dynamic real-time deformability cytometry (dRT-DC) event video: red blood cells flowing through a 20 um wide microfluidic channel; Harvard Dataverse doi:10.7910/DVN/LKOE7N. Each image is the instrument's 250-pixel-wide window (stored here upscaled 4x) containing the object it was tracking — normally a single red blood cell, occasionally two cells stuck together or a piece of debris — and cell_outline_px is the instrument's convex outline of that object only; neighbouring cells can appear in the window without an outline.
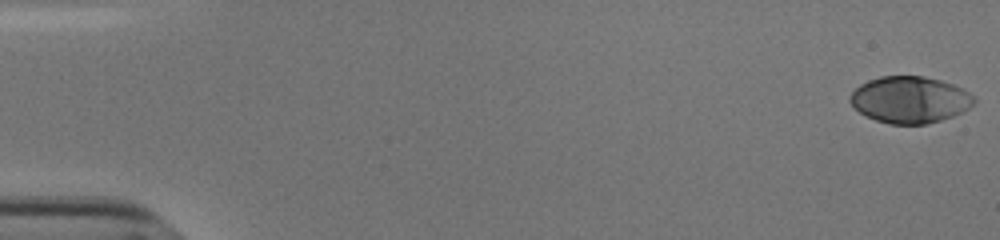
{"species": "human", "species_latin": "Homo sapiens", "temperature_condition": "cold", "stored_images_in_passage": 54, "camera_frame_rate_fps": 3000, "um_per_image_px": 0.085, "donor": {"sex": "male"}, "frame": {"image": 1, "passage_image": 1, "time_ms": 0.0, "image_size_px": [1000, 240], "cell_outline_px": [[976, 100], [968, 108], [952, 116], [928, 124], [888, 124], [876, 120], [860, 112], [848, 100], [848, 96], [860, 84], [868, 80], [880, 76], [924, 76], [940, 80], [952, 84], [976, 96]], "centroid_in_image_um": [77.32, 8.47], "position_along_channel_um": 7.7, "area_um2": 33.58}}
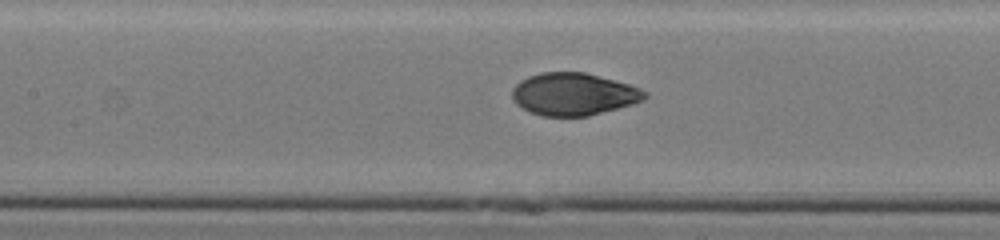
{"frame": {"image": 2, "passage_image": 26, "time_ms": 8.333, "image_size_px": [1000, 240], "cell_outline_px": [[648, 96], [644, 100], [632, 104], [588, 116], [540, 116], [528, 112], [516, 104], [512, 100], [512, 88], [520, 80], [528, 76], [540, 72], [584, 72], [628, 84], [640, 88], [648, 92]], "centroid_in_image_um": [48.72, 8.01], "position_along_channel_um": 158.7, "area_um2": 32.95}}
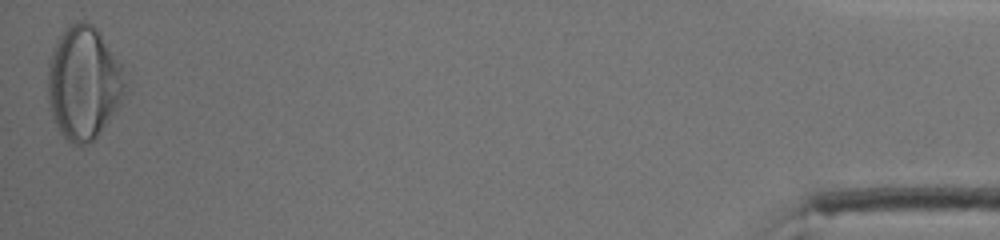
{"frame": {"image": 3, "passage_image": 54, "time_ms": 17.667, "image_size_px": [1000, 240], "cell_outline_px": [[124, 84], [120, 100], [116, 108], [108, 120], [96, 136], [92, 140], [84, 144], [72, 144], [60, 132], [52, 116], [48, 104], [48, 64], [52, 52], [60, 36], [68, 24], [76, 20], [84, 20], [92, 24], [96, 28], [120, 64]], "centroid_in_image_um": [7.05, 7.02], "position_along_channel_um": 428.2, "area_um2": 49.82}, "authors_computed_cell_mechanics": {"area_um2": 33.6396, "velocity_mm_per_s": 3.8212, "shape_relaxation_time_tau1_ms": 5.5718, "shape_relaxation_time_tau2_ms": 0.8272, "deformation_change_tau1": 0.2106, "deformation_change_tau2": 0.0422}}